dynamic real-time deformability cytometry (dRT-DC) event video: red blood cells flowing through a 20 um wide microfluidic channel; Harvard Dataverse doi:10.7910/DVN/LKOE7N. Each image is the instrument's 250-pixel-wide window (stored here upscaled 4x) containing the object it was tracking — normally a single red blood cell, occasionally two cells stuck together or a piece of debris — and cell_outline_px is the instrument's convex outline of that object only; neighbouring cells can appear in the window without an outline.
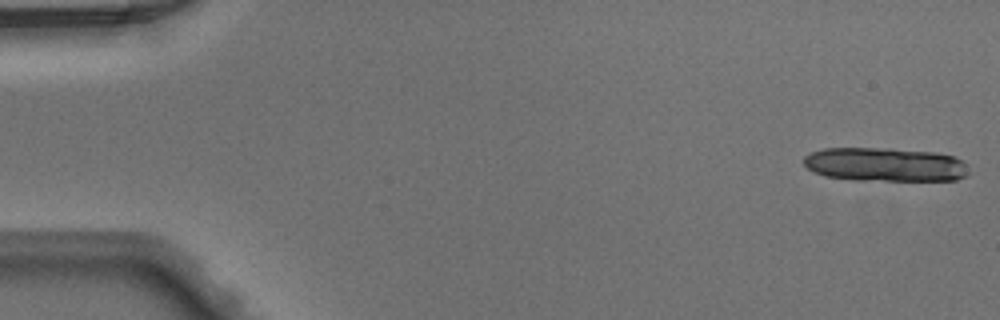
{"species": "Egyptian fruit bat (a non-hibernating species)", "species_latin": "Rousettus aegyptiacus", "temperature_condition": "warm", "stored_images_in_passage": 13, "camera_frame_rate_fps": 3000, "um_per_image_px": 0.085, "animal": {"sex": "male"}, "frame": {"image": 1, "passage_image": 1, "time_ms": 0.0, "image_size_px": [1000, 320], "cell_outline_px": [[968, 176], [956, 180], [852, 180], [824, 176], [808, 168], [804, 164], [804, 156], [808, 152], [824, 148], [876, 148], [936, 152], [952, 156], [960, 160], [964, 164]], "centroid_in_image_um": [75.17, 13.99], "position_along_channel_um": 9.8, "area_um2": 32.43}}